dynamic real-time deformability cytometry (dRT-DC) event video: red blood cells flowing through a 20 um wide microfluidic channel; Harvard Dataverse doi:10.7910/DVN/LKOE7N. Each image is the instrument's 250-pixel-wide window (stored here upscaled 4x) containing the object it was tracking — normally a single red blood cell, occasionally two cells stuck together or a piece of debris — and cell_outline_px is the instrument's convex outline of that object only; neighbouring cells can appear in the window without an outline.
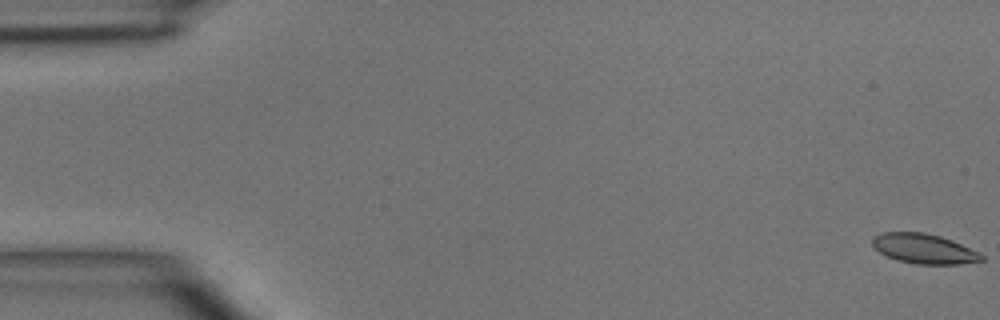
{"species": "common noctule bat (a hibernating species)", "species_latin": "Nyctalus noctula", "temperature_condition": "room temperature", "stored_images_in_passage": 4, "camera_frame_rate_fps": 3000, "um_per_image_px": 0.085, "animal": {"sex": "male", "body_mass_g": 15.6}, "frame": {"image": 1, "passage_image": 1, "time_ms": 0.0, "image_size_px": [1000, 320], "cell_outline_px": [[984, 260], [960, 264], [916, 264], [900, 260], [888, 256], [880, 252], [872, 244], [872, 236], [880, 232], [924, 232], [940, 236], [952, 240], [980, 252], [984, 256]], "centroid_in_image_um": [78.56, 21.13], "position_along_channel_um": 6.4, "area_um2": 18.96}}
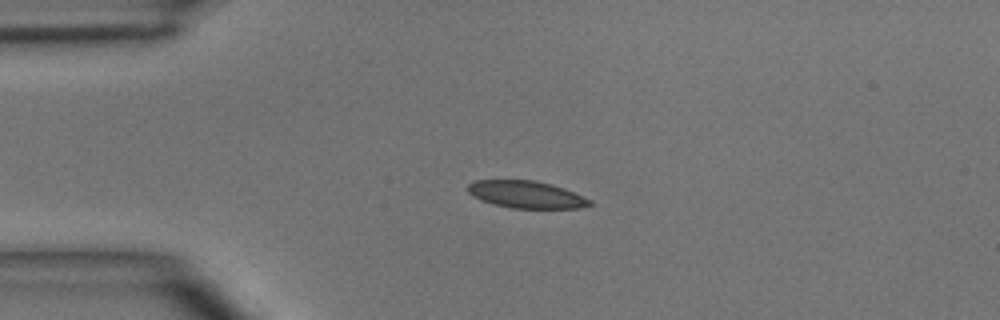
{"frame": {"image": 2, "passage_image": 4, "time_ms": 3.667, "image_size_px": [1000, 320], "cell_outline_px": [[592, 204], [580, 208], [512, 208], [480, 200], [472, 196], [468, 192], [468, 184], [476, 180], [536, 180], [552, 184], [564, 188], [592, 200]], "centroid_in_image_um": [44.74, 16.53], "position_along_channel_um": 40.3, "area_um2": 19.31}}